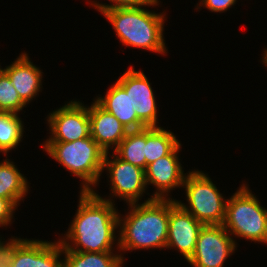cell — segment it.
Segmentation results:
<instances>
[{"label": "cell", "instance_id": "cell-1", "mask_svg": "<svg viewBox=\"0 0 267 267\" xmlns=\"http://www.w3.org/2000/svg\"><path fill=\"white\" fill-rule=\"evenodd\" d=\"M119 215L112 200L103 199L95 191H81L76 216L72 220L66 240L60 244L70 251L111 252ZM81 247V248H80Z\"/></svg>", "mask_w": 267, "mask_h": 267}, {"label": "cell", "instance_id": "cell-2", "mask_svg": "<svg viewBox=\"0 0 267 267\" xmlns=\"http://www.w3.org/2000/svg\"><path fill=\"white\" fill-rule=\"evenodd\" d=\"M128 215L122 220L118 247L121 250L166 248L170 199L148 198L142 204H129ZM123 221V222H121Z\"/></svg>", "mask_w": 267, "mask_h": 267}, {"label": "cell", "instance_id": "cell-3", "mask_svg": "<svg viewBox=\"0 0 267 267\" xmlns=\"http://www.w3.org/2000/svg\"><path fill=\"white\" fill-rule=\"evenodd\" d=\"M112 24L122 44L165 53L163 24L165 16L137 8H113L102 12Z\"/></svg>", "mask_w": 267, "mask_h": 267}, {"label": "cell", "instance_id": "cell-4", "mask_svg": "<svg viewBox=\"0 0 267 267\" xmlns=\"http://www.w3.org/2000/svg\"><path fill=\"white\" fill-rule=\"evenodd\" d=\"M43 147L49 156L84 180L81 191H93L90 185L96 186L99 181L106 153L91 136L71 142H45Z\"/></svg>", "mask_w": 267, "mask_h": 267}, {"label": "cell", "instance_id": "cell-5", "mask_svg": "<svg viewBox=\"0 0 267 267\" xmlns=\"http://www.w3.org/2000/svg\"><path fill=\"white\" fill-rule=\"evenodd\" d=\"M222 225L231 235L267 243V209L244 184L227 199Z\"/></svg>", "mask_w": 267, "mask_h": 267}, {"label": "cell", "instance_id": "cell-6", "mask_svg": "<svg viewBox=\"0 0 267 267\" xmlns=\"http://www.w3.org/2000/svg\"><path fill=\"white\" fill-rule=\"evenodd\" d=\"M189 208L177 203L203 225H222L225 219L227 200L219 193L211 179L201 171H192L185 176L184 184Z\"/></svg>", "mask_w": 267, "mask_h": 267}, {"label": "cell", "instance_id": "cell-7", "mask_svg": "<svg viewBox=\"0 0 267 267\" xmlns=\"http://www.w3.org/2000/svg\"><path fill=\"white\" fill-rule=\"evenodd\" d=\"M223 225H203L192 257L193 267H223L224 261L236 248V243Z\"/></svg>", "mask_w": 267, "mask_h": 267}, {"label": "cell", "instance_id": "cell-8", "mask_svg": "<svg viewBox=\"0 0 267 267\" xmlns=\"http://www.w3.org/2000/svg\"><path fill=\"white\" fill-rule=\"evenodd\" d=\"M52 137L46 142H71L91 136L88 108L71 101L48 116Z\"/></svg>", "mask_w": 267, "mask_h": 267}, {"label": "cell", "instance_id": "cell-9", "mask_svg": "<svg viewBox=\"0 0 267 267\" xmlns=\"http://www.w3.org/2000/svg\"><path fill=\"white\" fill-rule=\"evenodd\" d=\"M108 153L104 157L103 169L109 170L112 193L129 204L138 203L147 187L145 170L120 159L116 154L112 155L114 159L109 160Z\"/></svg>", "mask_w": 267, "mask_h": 267}, {"label": "cell", "instance_id": "cell-10", "mask_svg": "<svg viewBox=\"0 0 267 267\" xmlns=\"http://www.w3.org/2000/svg\"><path fill=\"white\" fill-rule=\"evenodd\" d=\"M129 93L132 109L147 127H157V108L153 90L142 71L130 67L116 81Z\"/></svg>", "mask_w": 267, "mask_h": 267}, {"label": "cell", "instance_id": "cell-11", "mask_svg": "<svg viewBox=\"0 0 267 267\" xmlns=\"http://www.w3.org/2000/svg\"><path fill=\"white\" fill-rule=\"evenodd\" d=\"M202 227L203 224L184 210L176 200L170 199L166 248H177L188 261L194 253L197 237Z\"/></svg>", "mask_w": 267, "mask_h": 267}, {"label": "cell", "instance_id": "cell-12", "mask_svg": "<svg viewBox=\"0 0 267 267\" xmlns=\"http://www.w3.org/2000/svg\"><path fill=\"white\" fill-rule=\"evenodd\" d=\"M181 144H179L169 155H166L149 165L145 170L146 185L153 184L157 191L153 198L164 199L165 193L175 187L183 186L185 175L177 156Z\"/></svg>", "mask_w": 267, "mask_h": 267}, {"label": "cell", "instance_id": "cell-13", "mask_svg": "<svg viewBox=\"0 0 267 267\" xmlns=\"http://www.w3.org/2000/svg\"><path fill=\"white\" fill-rule=\"evenodd\" d=\"M60 242L26 239L16 250L11 267H63Z\"/></svg>", "mask_w": 267, "mask_h": 267}, {"label": "cell", "instance_id": "cell-14", "mask_svg": "<svg viewBox=\"0 0 267 267\" xmlns=\"http://www.w3.org/2000/svg\"><path fill=\"white\" fill-rule=\"evenodd\" d=\"M92 139L105 151L125 138L129 132L121 122L111 113L103 109L96 101L88 107Z\"/></svg>", "mask_w": 267, "mask_h": 267}, {"label": "cell", "instance_id": "cell-15", "mask_svg": "<svg viewBox=\"0 0 267 267\" xmlns=\"http://www.w3.org/2000/svg\"><path fill=\"white\" fill-rule=\"evenodd\" d=\"M2 71L9 77L20 98L26 104L40 91L42 72L32 64L27 54H21L14 63Z\"/></svg>", "mask_w": 267, "mask_h": 267}, {"label": "cell", "instance_id": "cell-16", "mask_svg": "<svg viewBox=\"0 0 267 267\" xmlns=\"http://www.w3.org/2000/svg\"><path fill=\"white\" fill-rule=\"evenodd\" d=\"M95 101L114 115L128 131L147 127L132 109L129 93L117 82L107 91L105 97H98Z\"/></svg>", "mask_w": 267, "mask_h": 267}, {"label": "cell", "instance_id": "cell-17", "mask_svg": "<svg viewBox=\"0 0 267 267\" xmlns=\"http://www.w3.org/2000/svg\"><path fill=\"white\" fill-rule=\"evenodd\" d=\"M26 178L8 159L0 163V197L9 200L15 207L28 192Z\"/></svg>", "mask_w": 267, "mask_h": 267}, {"label": "cell", "instance_id": "cell-18", "mask_svg": "<svg viewBox=\"0 0 267 267\" xmlns=\"http://www.w3.org/2000/svg\"><path fill=\"white\" fill-rule=\"evenodd\" d=\"M179 144L171 131L161 127H146V168L150 163L169 155Z\"/></svg>", "mask_w": 267, "mask_h": 267}, {"label": "cell", "instance_id": "cell-19", "mask_svg": "<svg viewBox=\"0 0 267 267\" xmlns=\"http://www.w3.org/2000/svg\"><path fill=\"white\" fill-rule=\"evenodd\" d=\"M63 267H122L123 257L112 252H77L63 247Z\"/></svg>", "mask_w": 267, "mask_h": 267}, {"label": "cell", "instance_id": "cell-20", "mask_svg": "<svg viewBox=\"0 0 267 267\" xmlns=\"http://www.w3.org/2000/svg\"><path fill=\"white\" fill-rule=\"evenodd\" d=\"M145 146L146 127L129 131L113 151L120 159L146 170Z\"/></svg>", "mask_w": 267, "mask_h": 267}, {"label": "cell", "instance_id": "cell-21", "mask_svg": "<svg viewBox=\"0 0 267 267\" xmlns=\"http://www.w3.org/2000/svg\"><path fill=\"white\" fill-rule=\"evenodd\" d=\"M23 124L18 114L0 111V151L6 154L20 143Z\"/></svg>", "mask_w": 267, "mask_h": 267}, {"label": "cell", "instance_id": "cell-22", "mask_svg": "<svg viewBox=\"0 0 267 267\" xmlns=\"http://www.w3.org/2000/svg\"><path fill=\"white\" fill-rule=\"evenodd\" d=\"M25 105L9 77L2 71L0 73V111L18 114Z\"/></svg>", "mask_w": 267, "mask_h": 267}, {"label": "cell", "instance_id": "cell-23", "mask_svg": "<svg viewBox=\"0 0 267 267\" xmlns=\"http://www.w3.org/2000/svg\"><path fill=\"white\" fill-rule=\"evenodd\" d=\"M26 239H10L6 244L0 241V267H11L17 248Z\"/></svg>", "mask_w": 267, "mask_h": 267}, {"label": "cell", "instance_id": "cell-24", "mask_svg": "<svg viewBox=\"0 0 267 267\" xmlns=\"http://www.w3.org/2000/svg\"><path fill=\"white\" fill-rule=\"evenodd\" d=\"M110 2H113L115 4L112 5H105V4H99L95 3L93 4L95 8L99 9L100 12H103L108 9L113 8H137L142 7L143 5H152L156 6L158 4V0H110Z\"/></svg>", "mask_w": 267, "mask_h": 267}, {"label": "cell", "instance_id": "cell-25", "mask_svg": "<svg viewBox=\"0 0 267 267\" xmlns=\"http://www.w3.org/2000/svg\"><path fill=\"white\" fill-rule=\"evenodd\" d=\"M15 209L16 207L9 200L0 197V226L8 225L11 222Z\"/></svg>", "mask_w": 267, "mask_h": 267}, {"label": "cell", "instance_id": "cell-26", "mask_svg": "<svg viewBox=\"0 0 267 267\" xmlns=\"http://www.w3.org/2000/svg\"><path fill=\"white\" fill-rule=\"evenodd\" d=\"M236 0H202L200 2L203 3L207 9L212 12H224L232 5H234Z\"/></svg>", "mask_w": 267, "mask_h": 267}, {"label": "cell", "instance_id": "cell-27", "mask_svg": "<svg viewBox=\"0 0 267 267\" xmlns=\"http://www.w3.org/2000/svg\"><path fill=\"white\" fill-rule=\"evenodd\" d=\"M265 53H264V57H262V58H264L263 60V63H265V65L267 66V49H265V51H264Z\"/></svg>", "mask_w": 267, "mask_h": 267}]
</instances>
